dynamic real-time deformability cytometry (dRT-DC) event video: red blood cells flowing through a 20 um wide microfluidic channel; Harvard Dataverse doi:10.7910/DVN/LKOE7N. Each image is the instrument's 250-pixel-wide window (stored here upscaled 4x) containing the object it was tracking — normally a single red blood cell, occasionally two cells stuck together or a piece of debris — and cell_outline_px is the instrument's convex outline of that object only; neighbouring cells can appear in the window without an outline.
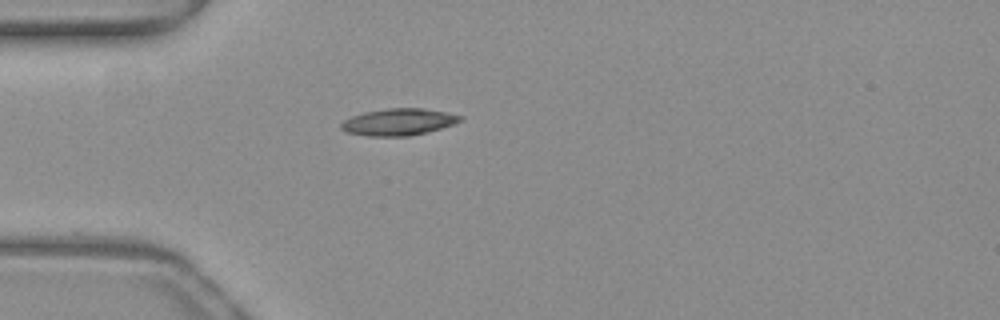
{"species": "common noctule bat (a hibernating species)", "species_latin": "Nyctalus noctula", "temperature_condition": "warm", "stored_images_in_passage": 38, "camera_frame_rate_fps": 3000, "um_per_image_px": 0.085, "animal": {"sex": "female", "body_mass_g": 19.3, "forearm_length_mm": 54.1}, "frame": {"image": 1, "passage_image": 1, "time_ms": 0.0, "image_size_px": [1000, 320], "cell_outline_px": [[464, 120], [440, 128], [408, 136], [368, 136], [344, 132], [340, 128], [340, 124], [344, 120], [352, 116], [364, 112], [388, 108], [424, 108], [448, 112], [464, 116]], "centroid_in_image_um": [33.87, 10.36], "position_along_channel_um": 51.1, "area_um2": 18.67}}
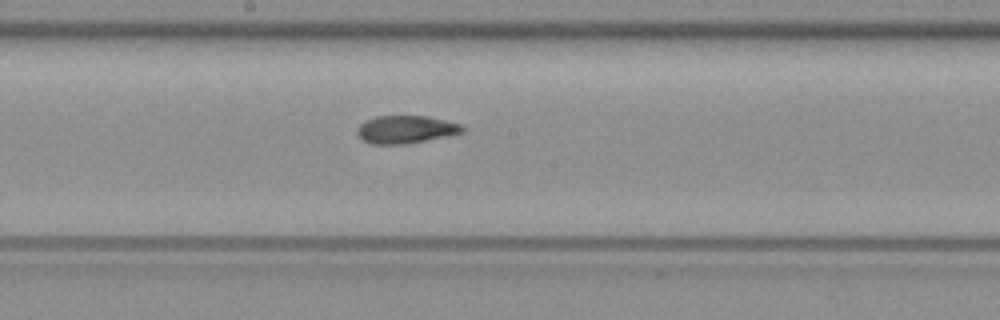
{"frame": {"image": 2, "passage_image": 14, "time_ms": 4.333, "image_size_px": [1000, 320], "cell_outline_px": [[464, 132], [448, 136], [404, 144], [372, 144], [356, 136], [356, 128], [360, 124], [376, 116], [424, 116], [444, 120], [460, 124], [464, 128]], "centroid_in_image_um": [34.46, 11.01], "position_along_channel_um": 213.7, "area_um2": 16.94}}
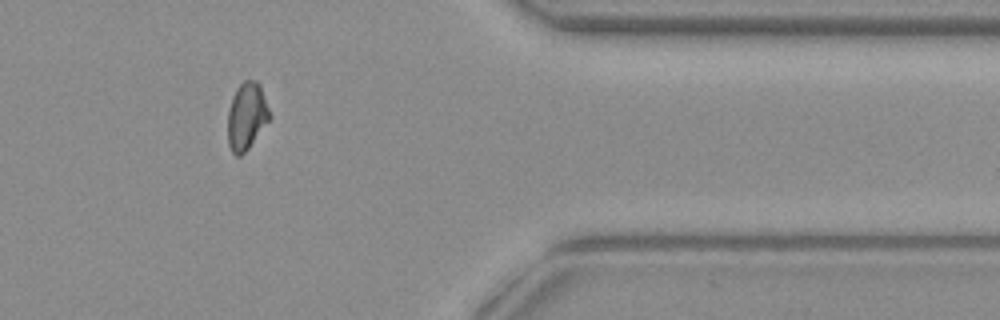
{"frame": {"image": 3, "passage_image": 29, "time_ms": 9.333, "image_size_px": [1000, 320], "cell_outline_px": [[272, 116], [248, 148], [240, 156], [236, 156], [232, 152], [228, 144], [228, 112], [232, 96], [236, 88], [244, 80], [256, 80], [260, 84]], "centroid_in_image_um": [20.97, 9.85], "position_along_channel_um": 390.4, "area_um2": 16.42}, "authors_computed_cell_mechanics": {"area_um2": 17.2822, "velocity_mm_per_s": 3.9856, "shape_relaxation_time_tau1_ms": null, "shape_relaxation_time_tau2_ms": 2.4555, "deformation_change_tau1": null, "deformation_change_tau2": 0.0903}}